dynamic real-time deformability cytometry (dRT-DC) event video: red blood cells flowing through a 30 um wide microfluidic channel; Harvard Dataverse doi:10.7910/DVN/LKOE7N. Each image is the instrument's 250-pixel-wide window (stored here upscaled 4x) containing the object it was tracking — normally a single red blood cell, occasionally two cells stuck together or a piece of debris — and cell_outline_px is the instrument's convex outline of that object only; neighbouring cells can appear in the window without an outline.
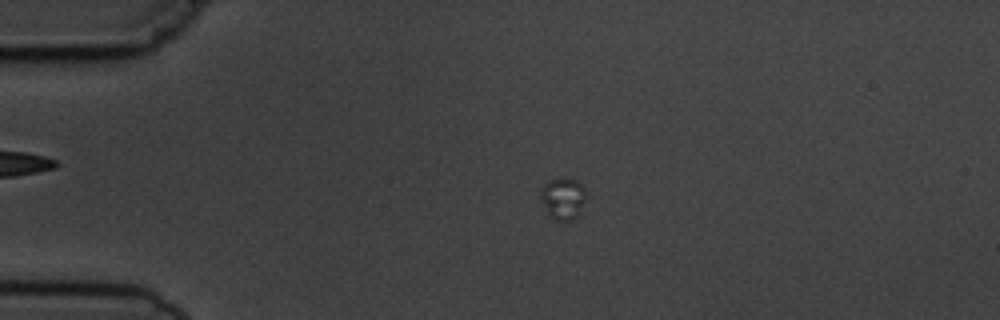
{"species": "common noctule bat (a hibernating species)", "species_latin": "Nyctalus noctula", "temperature_condition": "cold", "stored_images_in_passage": 7, "camera_frame_rate_fps": 3000, "um_per_image_px": 0.085, "animal": {"sex": "male", "body_mass_g": 19.5, "forearm_length_mm": 54.6}, "frame": {"image": 1, "passage_image": 4, "time_ms": 3.333, "image_size_px": [1000, 320], "cell_outline_px": [[584, 200], [576, 216], [572, 220], [556, 220], [548, 212], [540, 196], [540, 192], [544, 184], [552, 180], [576, 180], [584, 188]], "centroid_in_image_um": [47.84, 16.88], "position_along_channel_um": 37.2, "area_um2": 10.23}}